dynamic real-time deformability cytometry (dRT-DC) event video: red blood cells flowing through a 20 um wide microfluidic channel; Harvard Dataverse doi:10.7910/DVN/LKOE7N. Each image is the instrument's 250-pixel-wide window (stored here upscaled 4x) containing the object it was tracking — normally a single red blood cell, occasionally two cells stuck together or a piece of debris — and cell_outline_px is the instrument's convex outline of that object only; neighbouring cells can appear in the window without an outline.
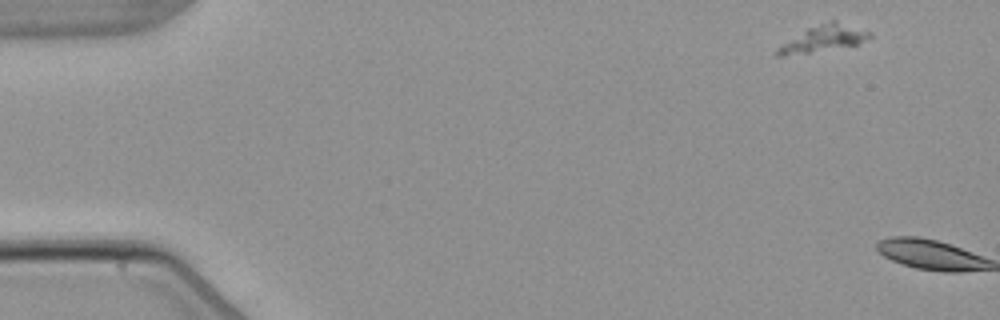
{"species": "common noctule bat (a hibernating species)", "species_latin": "Nyctalus noctula", "temperature_condition": "warm", "stored_images_in_passage": 5, "camera_frame_rate_fps": 3000, "um_per_image_px": 0.085, "animal": {"sex": "male", "body_mass_g": 21.5, "forearm_length_mm": 52.0}, "frame": {"image": 1, "passage_image": 1, "time_ms": 0.0, "image_size_px": [1000, 320], "cell_outline_px": [[872, 36], [856, 44], [784, 56], [776, 56], [772, 52], [776, 48], [808, 28], [832, 20], [836, 20], [872, 32]], "centroid_in_image_um": [69.97, 3.27], "position_along_channel_um": 15.0, "area_um2": 13.7}}
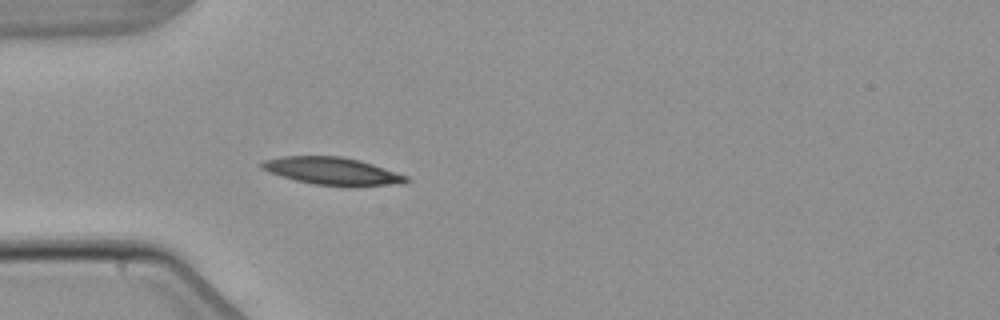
{"frame": {"image": 2, "passage_image": 5, "time_ms": 5.667, "image_size_px": [1000, 320], "cell_outline_px": [[412, 180], [404, 184], [356, 188], [348, 188], [312, 184], [280, 176], [268, 172], [260, 168], [260, 164], [264, 160], [284, 156], [340, 156], [360, 160], [408, 176]], "centroid_in_image_um": [28.32, 14.58], "position_along_channel_um": 56.7, "area_um2": 23.93}}